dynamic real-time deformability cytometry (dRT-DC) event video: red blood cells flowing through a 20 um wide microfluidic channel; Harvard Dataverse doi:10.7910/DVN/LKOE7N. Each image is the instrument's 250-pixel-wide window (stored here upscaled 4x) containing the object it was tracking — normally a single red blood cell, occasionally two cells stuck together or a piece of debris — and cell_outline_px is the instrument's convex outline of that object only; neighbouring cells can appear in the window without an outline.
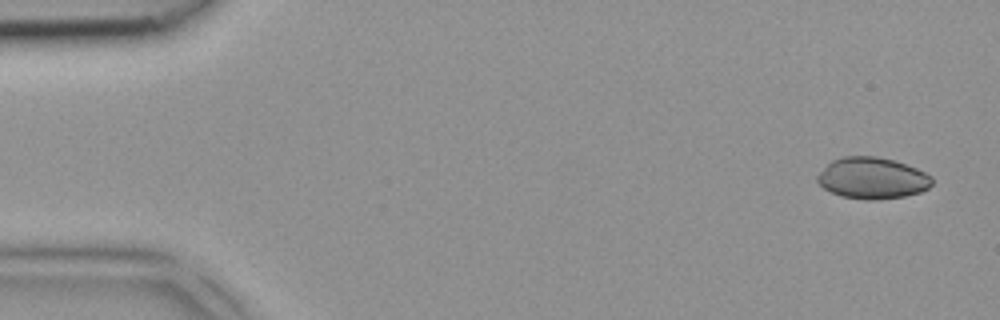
{"species": "common noctule bat (a hibernating species)", "species_latin": "Nyctalus noctula", "temperature_condition": "room temperature", "stored_images_in_passage": 4, "camera_frame_rate_fps": 3000, "um_per_image_px": 0.085, "animal": {"sex": "female", "body_mass_g": 18.4}, "frame": {"image": 1, "passage_image": 1, "time_ms": 0.0, "image_size_px": [1000, 320], "cell_outline_px": [[932, 184], [928, 188], [920, 192], [904, 196], [876, 200], [868, 200], [840, 196], [824, 188], [816, 180], [816, 176], [832, 160], [844, 156], [876, 156], [896, 160], [916, 168], [932, 176]], "centroid_in_image_um": [74.15, 15.14], "position_along_channel_um": 10.8, "area_um2": 27.69}}
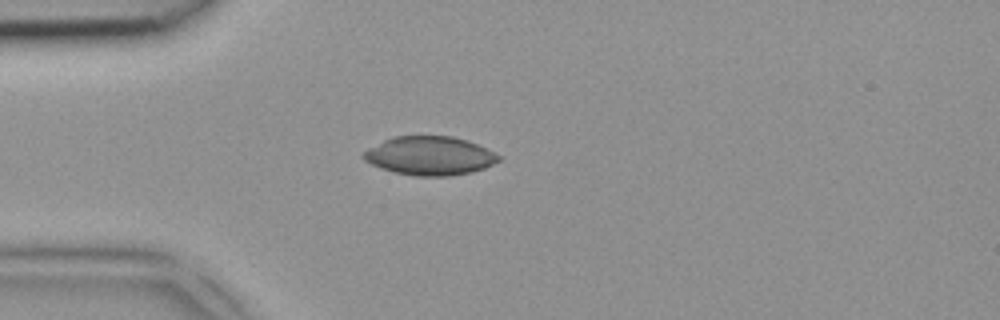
{"frame": {"image": 2, "passage_image": 4, "time_ms": 1.0, "image_size_px": [1000, 320], "cell_outline_px": [[500, 160], [484, 168], [472, 172], [448, 176], [416, 176], [396, 172], [380, 168], [364, 160], [360, 156], [368, 148], [392, 136], [452, 136], [468, 140], [500, 156]], "centroid_in_image_um": [36.5, 13.24], "position_along_channel_um": 48.5, "area_um2": 30.35}}